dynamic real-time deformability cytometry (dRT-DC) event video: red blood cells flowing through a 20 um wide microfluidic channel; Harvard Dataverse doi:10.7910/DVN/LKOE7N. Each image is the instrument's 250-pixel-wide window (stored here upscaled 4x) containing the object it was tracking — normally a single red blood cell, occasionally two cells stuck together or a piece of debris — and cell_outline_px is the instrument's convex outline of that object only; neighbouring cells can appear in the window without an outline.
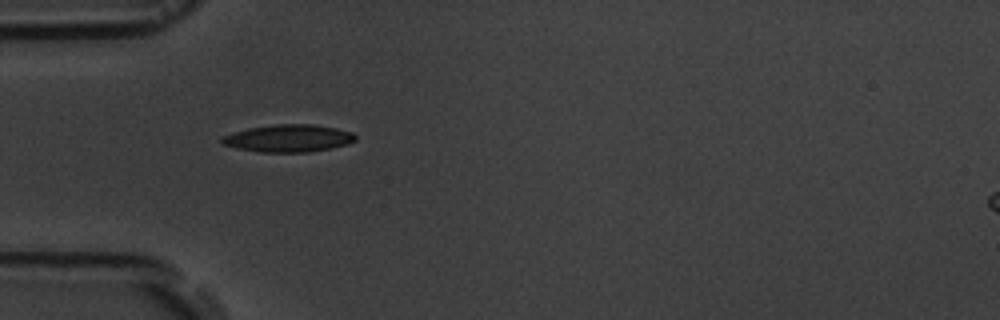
{"species": "common noctule bat (a hibernating species)", "species_latin": "Nyctalus noctula", "temperature_condition": "room temperature", "stored_images_in_passage": 2, "camera_frame_rate_fps": 3000, "um_per_image_px": 0.085, "animal": {"sex": "male", "body_mass_g": 19.5, "forearm_length_mm": 54.6}, "frame": {"image": 1, "passage_image": 1, "time_ms": 0.0, "image_size_px": [1000, 320], "cell_outline_px": [[356, 140], [348, 144], [332, 148], [308, 152], [260, 152], [236, 148], [220, 144], [220, 136], [232, 132], [248, 128], [276, 124], [312, 124], [336, 128], [352, 132], [356, 136]], "centroid_in_image_um": [24.48, 11.75], "position_along_channel_um": 60.5, "area_um2": 21.56}}
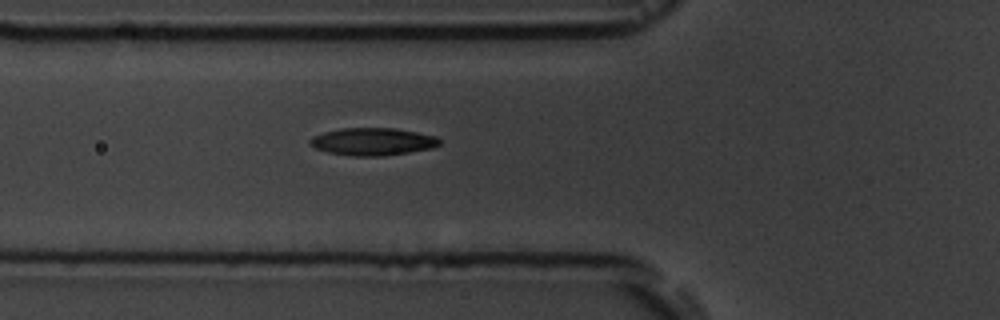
{"frame": {"image": 2, "passage_image": 2, "time_ms": 1.0, "image_size_px": [1000, 320], "cell_outline_px": [[440, 144], [432, 148], [408, 152], [380, 156], [352, 156], [328, 152], [316, 148], [308, 144], [308, 140], [312, 136], [324, 132], [340, 128], [396, 128], [436, 136], [440, 140]], "centroid_in_image_um": [31.65, 12.03], "position_along_channel_um": 94.2, "area_um2": 20.75}}